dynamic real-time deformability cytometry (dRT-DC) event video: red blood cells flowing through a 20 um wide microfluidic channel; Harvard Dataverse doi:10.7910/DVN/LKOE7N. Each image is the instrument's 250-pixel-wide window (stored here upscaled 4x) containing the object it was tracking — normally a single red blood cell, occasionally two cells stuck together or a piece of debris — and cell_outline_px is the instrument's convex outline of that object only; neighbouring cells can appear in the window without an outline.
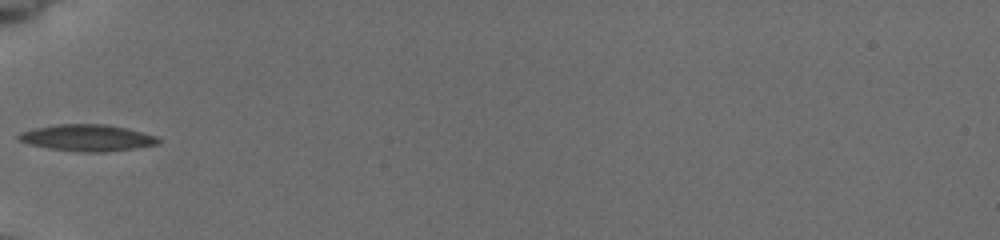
{"species": "common noctule bat (a hibernating species)", "species_latin": "Nyctalus noctula", "temperature_condition": "cold", "stored_images_in_passage": 5, "camera_frame_rate_fps": 3000, "um_per_image_px": 0.085, "animal": {"sex": "female", "body_mass_g": 19.5, "forearm_length_mm": 54.1}, "frame": {"image": 1, "passage_image": 1, "time_ms": 0.0, "image_size_px": [1000, 240], "cell_outline_px": [[160, 140], [156, 144], [136, 148], [108, 152], [80, 152], [48, 148], [32, 144], [20, 140], [16, 136], [20, 132], [36, 128], [56, 124], [108, 124], [156, 136]], "centroid_in_image_um": [7.41, 11.72], "position_along_channel_um": 77.6, "area_um2": 21.39}}